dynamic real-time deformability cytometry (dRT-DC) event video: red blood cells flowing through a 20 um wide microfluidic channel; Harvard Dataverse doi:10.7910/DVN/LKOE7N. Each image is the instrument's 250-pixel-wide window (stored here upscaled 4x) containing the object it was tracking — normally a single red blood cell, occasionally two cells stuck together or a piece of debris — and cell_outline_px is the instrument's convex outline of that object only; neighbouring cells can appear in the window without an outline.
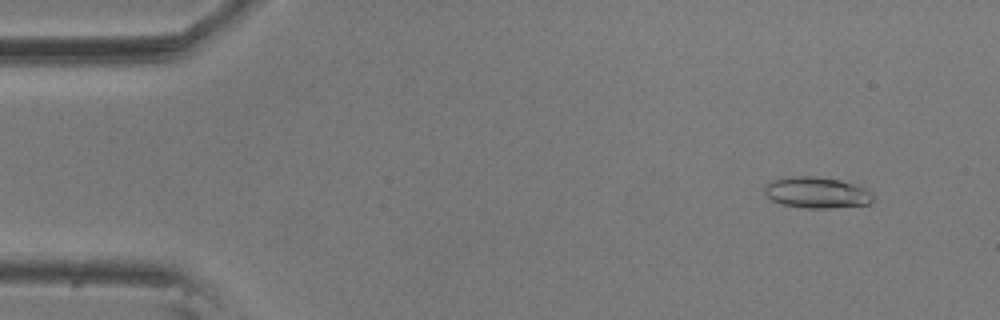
{"species": "common noctule bat (a hibernating species)", "species_latin": "Nyctalus noctula", "temperature_condition": "room temperature", "stored_images_in_passage": 56, "camera_frame_rate_fps": 3000, "um_per_image_px": 0.085, "animal": {"sex": "male", "body_mass_g": 20.5, "forearm_length_mm": 52.5}, "frame": {"image": 1, "passage_image": 5, "time_ms": 1.333, "image_size_px": [1000, 320], "cell_outline_px": [[872, 204], [828, 208], [804, 208], [780, 204], [772, 200], [764, 192], [764, 188], [772, 180], [792, 176], [812, 176], [840, 180], [864, 188], [872, 192]], "centroid_in_image_um": [69.42, 16.38], "position_along_channel_um": 15.6, "area_um2": 19.59}}
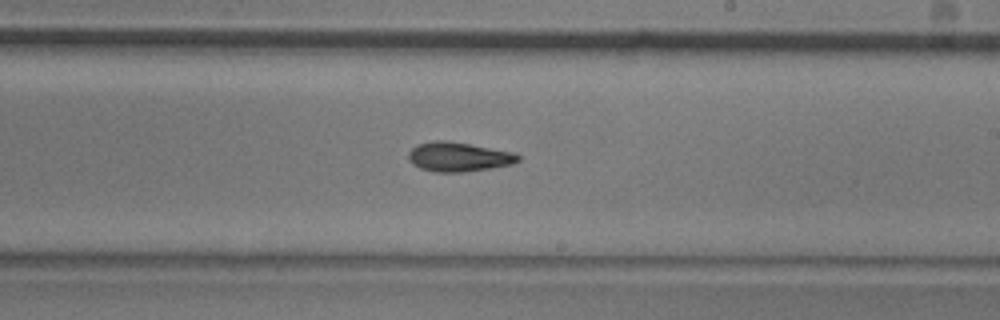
{"frame": {"image": 2, "passage_image": 33, "time_ms": 10.667, "image_size_px": [1000, 320], "cell_outline_px": [[520, 160], [512, 164], [492, 168], [464, 172], [436, 172], [420, 168], [412, 164], [408, 160], [408, 152], [416, 144], [436, 140], [444, 140], [516, 152], [520, 156]], "centroid_in_image_um": [38.98, 13.33], "position_along_channel_um": 250.0, "area_um2": 18.9}}
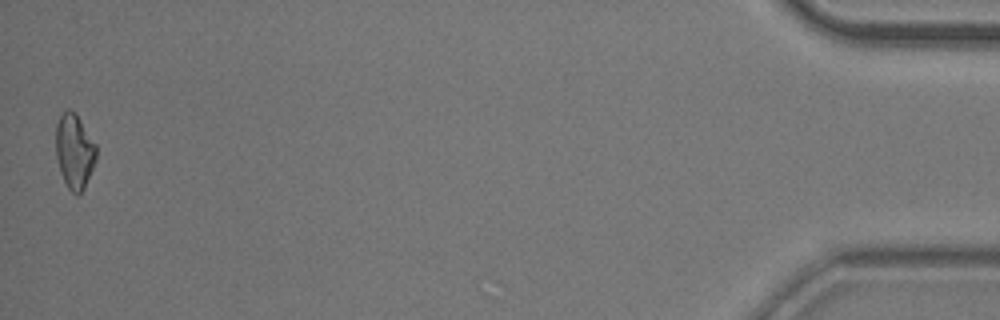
{"frame": {"image": 3, "passage_image": 56, "time_ms": 18.333, "image_size_px": [1000, 320], "cell_outline_px": [[96, 160], [84, 188], [80, 196], [76, 196], [68, 188], [60, 172], [56, 156], [56, 124], [60, 116], [68, 108], [76, 112], [96, 144]], "centroid_in_image_um": [6.33, 12.86], "position_along_channel_um": 428.9, "area_um2": 17.74}, "authors_computed_cell_mechanics": {"area_um2": 18.1492, "velocity_mm_per_s": 3.5667, "shape_relaxation_time_tau1_ms": 6.016, "shape_relaxation_time_tau2_ms": 6.4217, "deformation_change_tau1": 0.147, "deformation_change_tau2": 0.1464}}